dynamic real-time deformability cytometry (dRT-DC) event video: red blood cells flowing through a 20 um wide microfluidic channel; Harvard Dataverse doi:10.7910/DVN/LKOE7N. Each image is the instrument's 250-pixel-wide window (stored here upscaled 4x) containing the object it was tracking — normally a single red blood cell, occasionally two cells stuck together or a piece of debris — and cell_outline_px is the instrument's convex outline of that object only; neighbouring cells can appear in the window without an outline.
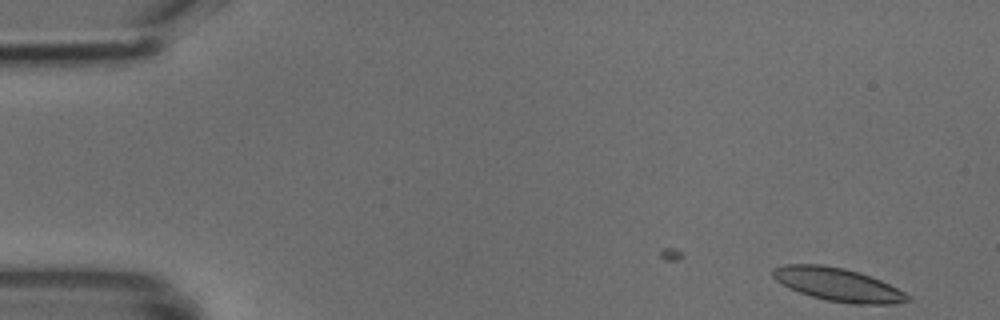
{"species": "common noctule bat (a hibernating species)", "species_latin": "Nyctalus noctula", "temperature_condition": "cold", "stored_images_in_passage": 43, "camera_frame_rate_fps": 3000, "um_per_image_px": 0.085, "animal": {"sex": "male", "body_mass_g": 18.8}, "frame": {"image": 1, "passage_image": 1, "time_ms": 0.0, "image_size_px": [1000, 320], "cell_outline_px": [[912, 300], [892, 304], [852, 304], [828, 300], [812, 296], [788, 288], [776, 280], [772, 276], [772, 268], [784, 264], [820, 264], [844, 268], [860, 272], [880, 280], [912, 296]], "centroid_in_image_um": [71.22, 24.18], "position_along_channel_um": 13.8, "area_um2": 26.07}}
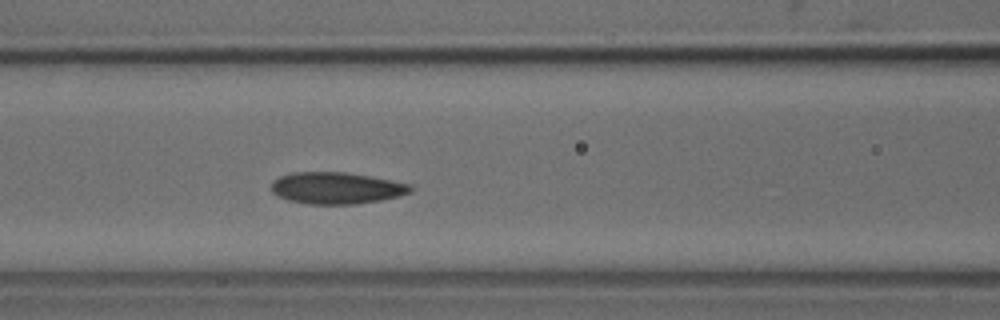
{"frame": {"image": 2, "passage_image": 19, "time_ms": 6.0, "image_size_px": [1000, 320], "cell_outline_px": [[412, 192], [400, 196], [380, 200], [356, 204], [308, 204], [288, 200], [272, 192], [272, 180], [280, 176], [292, 172], [344, 172], [368, 176], [412, 184]], "centroid_in_image_um": [28.6, 15.98], "position_along_channel_um": 138.0, "area_um2": 25.66}}
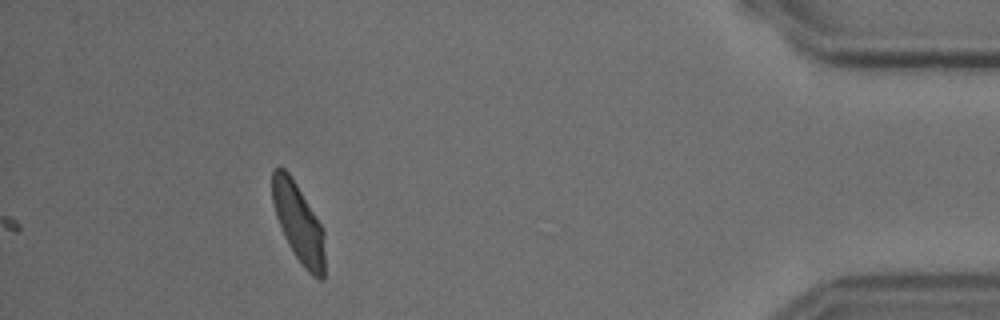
{"frame": {"image": 3, "passage_image": 43, "time_ms": 14.0, "image_size_px": [1000, 320], "cell_outline_px": [[324, 280], [320, 280], [312, 276], [304, 268], [288, 244], [284, 236], [276, 216], [272, 200], [272, 172], [276, 168], [284, 168], [288, 172], [296, 184], [324, 228]], "centroid_in_image_um": [25.39, 18.98], "position_along_channel_um": 409.8, "area_um2": 23.99}}